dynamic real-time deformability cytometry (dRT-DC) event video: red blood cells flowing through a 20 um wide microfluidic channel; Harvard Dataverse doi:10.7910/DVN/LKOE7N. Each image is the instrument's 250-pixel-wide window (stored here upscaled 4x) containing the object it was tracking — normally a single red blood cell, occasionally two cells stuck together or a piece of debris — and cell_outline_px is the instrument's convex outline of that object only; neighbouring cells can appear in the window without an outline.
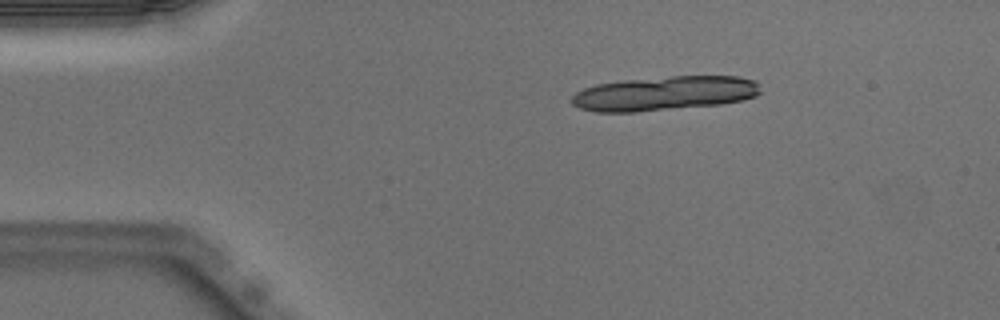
{"species": "Egyptian fruit bat (a non-hibernating species)", "species_latin": "Rousettus aegyptiacus", "temperature_condition": "warm", "stored_images_in_passage": 11, "camera_frame_rate_fps": 3000, "um_per_image_px": 0.085, "animal": {"sex": "male"}, "frame": {"image": 1, "passage_image": 1, "time_ms": 0.0, "image_size_px": [1000, 320], "cell_outline_px": [[760, 92], [756, 96], [744, 100], [720, 104], [636, 112], [596, 112], [580, 108], [572, 104], [572, 96], [576, 92], [584, 88], [596, 84], [624, 80], [672, 76], [740, 76], [756, 80], [760, 84]], "centroid_in_image_um": [56.51, 7.93], "position_along_channel_um": 28.5, "area_um2": 37.92}}